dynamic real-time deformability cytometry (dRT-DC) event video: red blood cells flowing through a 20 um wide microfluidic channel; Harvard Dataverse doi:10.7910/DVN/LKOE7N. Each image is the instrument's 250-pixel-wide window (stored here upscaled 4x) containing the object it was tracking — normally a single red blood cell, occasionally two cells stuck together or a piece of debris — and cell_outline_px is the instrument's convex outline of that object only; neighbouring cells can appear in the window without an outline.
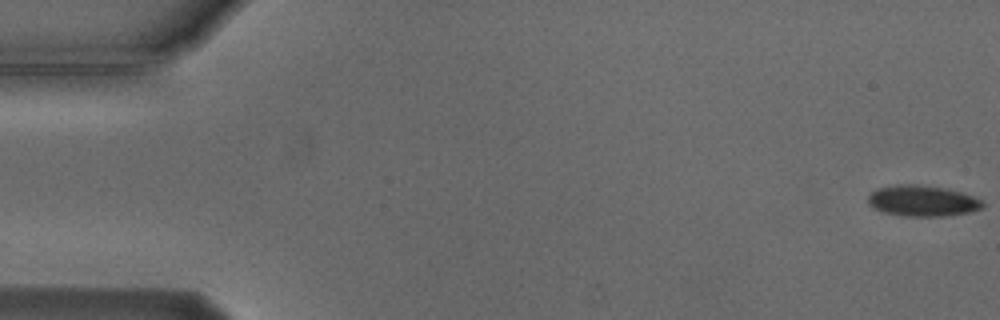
{"species": "Egyptian fruit bat (a non-hibernating species)", "species_latin": "Rousettus aegyptiacus", "temperature_condition": "cold", "stored_images_in_passage": 6, "camera_frame_rate_fps": 3000, "um_per_image_px": 0.085, "animal": {"sex": "male"}, "frame": {"image": 1, "passage_image": 1, "time_ms": 0.0, "image_size_px": [1000, 320], "cell_outline_px": [[984, 208], [972, 212], [948, 216], [900, 216], [884, 212], [872, 208], [868, 204], [868, 196], [876, 188], [896, 184], [916, 184], [944, 188], [960, 192], [984, 200]], "centroid_in_image_um": [78.41, 17.08], "position_along_channel_um": 6.6, "area_um2": 20.98}}
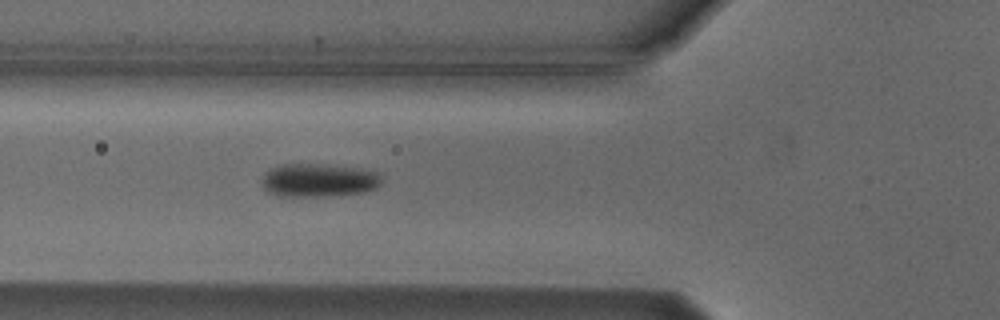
{"frame": {"image": 2, "passage_image": 6, "time_ms": 6.333, "image_size_px": [1000, 320], "cell_outline_px": [[384, 180], [376, 188], [360, 192], [320, 196], [280, 196], [268, 192], [264, 188], [264, 172], [280, 164], [320, 164], [360, 168], [376, 172]], "centroid_in_image_um": [27.09, 15.31], "position_along_channel_um": 98.7, "area_um2": 23.0}}